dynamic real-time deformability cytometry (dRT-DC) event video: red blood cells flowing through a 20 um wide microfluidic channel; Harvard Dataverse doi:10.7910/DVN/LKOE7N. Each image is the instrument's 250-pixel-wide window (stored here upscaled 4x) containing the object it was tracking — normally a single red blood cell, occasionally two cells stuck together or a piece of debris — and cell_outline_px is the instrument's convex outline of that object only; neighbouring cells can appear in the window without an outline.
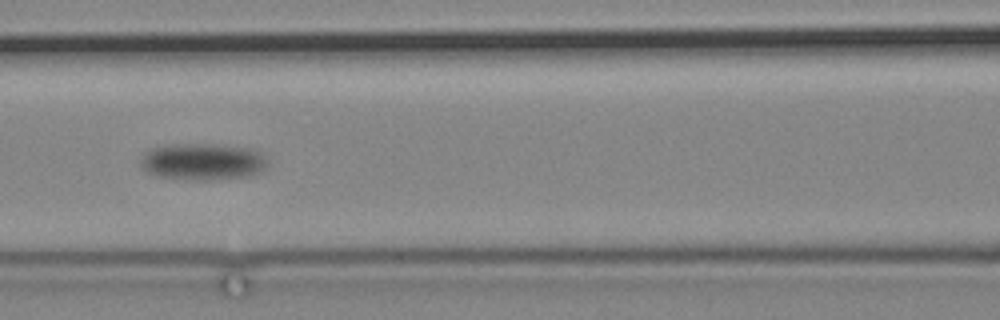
{"species": "common noctule bat (a hibernating species)", "species_latin": "Nyctalus noctula", "temperature_condition": "cold", "stored_images_in_passage": 6, "camera_frame_rate_fps": 3000, "um_per_image_px": 0.085, "animal": {"sex": "male", "body_mass_g": 19.2, "forearm_length_mm": 51.8}, "frame": {"image": 1, "passage_image": 5, "time_ms": 4.667, "image_size_px": [1000, 320], "cell_outline_px": [[268, 164], [260, 172], [248, 176], [208, 180], [200, 180], [160, 176], [148, 172], [140, 164], [140, 160], [152, 148], [172, 144], [216, 144], [252, 148], [260, 152], [268, 160]], "centroid_in_image_um": [17.29, 13.73], "position_along_channel_um": 149.3, "area_um2": 26.99}}